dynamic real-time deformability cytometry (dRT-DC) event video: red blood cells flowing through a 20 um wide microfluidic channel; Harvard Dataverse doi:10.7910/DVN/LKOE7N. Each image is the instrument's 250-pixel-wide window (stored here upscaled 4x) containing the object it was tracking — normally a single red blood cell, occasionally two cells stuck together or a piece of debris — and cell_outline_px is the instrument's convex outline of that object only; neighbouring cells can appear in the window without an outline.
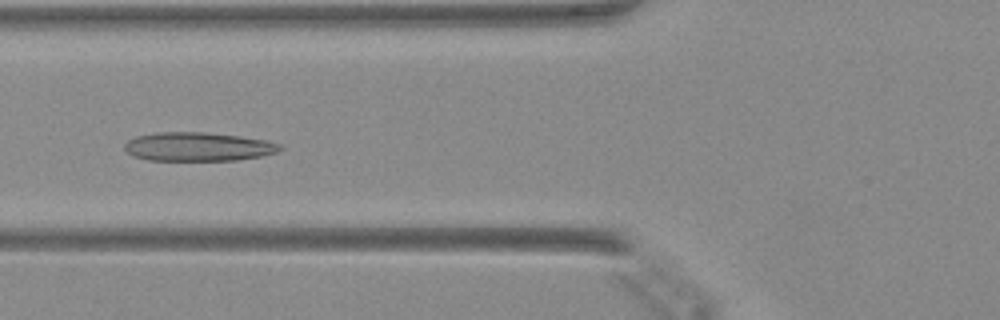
{"species": "Egyptian fruit bat (a non-hibernating species)", "species_latin": "Rousettus aegyptiacus", "temperature_condition": "warm", "stored_images_in_passage": 22, "camera_frame_rate_fps": 3000, "um_per_image_px": 0.085, "animal": {"sex": "female"}, "frame": {"image": 1, "passage_image": 16, "time_ms": 5.0, "image_size_px": [1000, 320], "cell_outline_px": [[284, 148], [276, 152], [260, 156], [236, 160], [148, 160], [132, 156], [124, 152], [124, 144], [128, 140], [136, 136], [156, 132], [204, 132], [240, 136], [264, 140], [280, 144]], "centroid_in_image_um": [16.78, 12.47], "position_along_channel_um": 109.0, "area_um2": 26.13}}
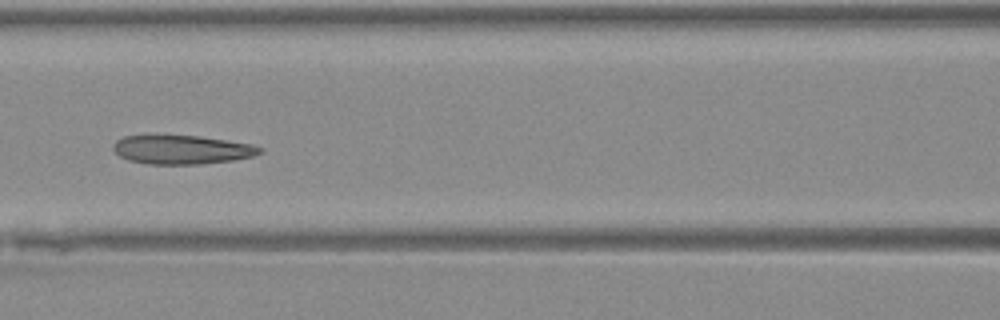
{"frame": {"image": 2, "passage_image": 19, "time_ms": 6.0, "image_size_px": [1000, 320], "cell_outline_px": [[264, 148], [260, 152], [252, 156], [232, 160], [200, 164], [144, 164], [128, 160], [120, 156], [112, 148], [112, 144], [116, 140], [124, 136], [200, 136], [252, 144]], "centroid_in_image_um": [15.43, 12.72], "position_along_channel_um": 151.2, "area_um2": 24.51}}
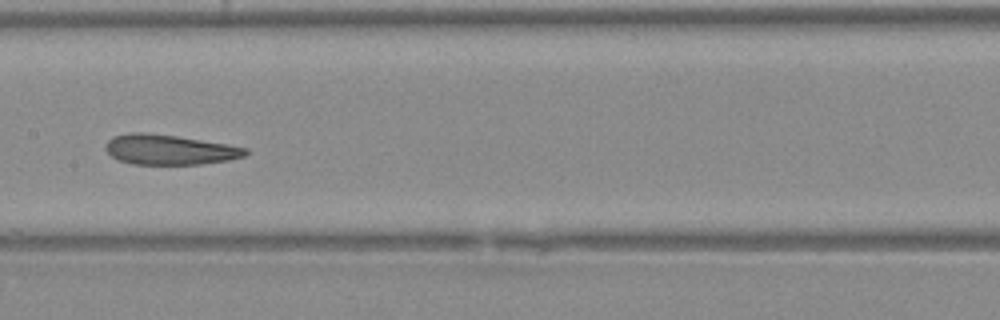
{"frame": {"image": 3, "passage_image": 22, "time_ms": 7.0, "image_size_px": [1000, 320], "cell_outline_px": [[248, 152], [244, 156], [228, 160], [200, 164], [132, 164], [116, 160], [104, 148], [108, 140], [112, 136], [132, 132], [144, 132], [176, 136], [228, 144], [248, 148]], "centroid_in_image_um": [14.37, 12.72], "position_along_channel_um": 193.0, "area_um2": 24.51}}